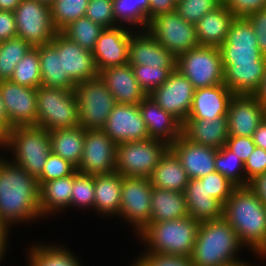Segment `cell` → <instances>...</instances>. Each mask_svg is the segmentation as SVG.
Listing matches in <instances>:
<instances>
[{"label":"cell","mask_w":266,"mask_h":266,"mask_svg":"<svg viewBox=\"0 0 266 266\" xmlns=\"http://www.w3.org/2000/svg\"><path fill=\"white\" fill-rule=\"evenodd\" d=\"M251 24L259 50L266 57V7L246 17Z\"/></svg>","instance_id":"f5cc1de1"},{"label":"cell","mask_w":266,"mask_h":266,"mask_svg":"<svg viewBox=\"0 0 266 266\" xmlns=\"http://www.w3.org/2000/svg\"><path fill=\"white\" fill-rule=\"evenodd\" d=\"M128 64L160 68H176L177 58L146 30L132 31Z\"/></svg>","instance_id":"44dd1931"},{"label":"cell","mask_w":266,"mask_h":266,"mask_svg":"<svg viewBox=\"0 0 266 266\" xmlns=\"http://www.w3.org/2000/svg\"><path fill=\"white\" fill-rule=\"evenodd\" d=\"M0 157V224L10 230L11 224L40 219L38 179L22 167ZM17 222V223H16Z\"/></svg>","instance_id":"6da1fadb"},{"label":"cell","mask_w":266,"mask_h":266,"mask_svg":"<svg viewBox=\"0 0 266 266\" xmlns=\"http://www.w3.org/2000/svg\"><path fill=\"white\" fill-rule=\"evenodd\" d=\"M226 266H253V265H250V263H247L246 261H241L240 259L239 261L228 264Z\"/></svg>","instance_id":"03108f58"},{"label":"cell","mask_w":266,"mask_h":266,"mask_svg":"<svg viewBox=\"0 0 266 266\" xmlns=\"http://www.w3.org/2000/svg\"><path fill=\"white\" fill-rule=\"evenodd\" d=\"M10 231L5 230L1 235H0V262L2 261V258H4V254L6 252L7 249V242L8 240V233Z\"/></svg>","instance_id":"6125c7cd"},{"label":"cell","mask_w":266,"mask_h":266,"mask_svg":"<svg viewBox=\"0 0 266 266\" xmlns=\"http://www.w3.org/2000/svg\"><path fill=\"white\" fill-rule=\"evenodd\" d=\"M176 68L195 89L224 83L222 56L216 46L199 45L192 48L177 58Z\"/></svg>","instance_id":"9c48e42d"},{"label":"cell","mask_w":266,"mask_h":266,"mask_svg":"<svg viewBox=\"0 0 266 266\" xmlns=\"http://www.w3.org/2000/svg\"><path fill=\"white\" fill-rule=\"evenodd\" d=\"M104 28L87 17H81L61 32L84 49L93 51Z\"/></svg>","instance_id":"f35d334b"},{"label":"cell","mask_w":266,"mask_h":266,"mask_svg":"<svg viewBox=\"0 0 266 266\" xmlns=\"http://www.w3.org/2000/svg\"><path fill=\"white\" fill-rule=\"evenodd\" d=\"M253 142L257 147L266 150V120L264 119L253 133Z\"/></svg>","instance_id":"680465c9"},{"label":"cell","mask_w":266,"mask_h":266,"mask_svg":"<svg viewBox=\"0 0 266 266\" xmlns=\"http://www.w3.org/2000/svg\"><path fill=\"white\" fill-rule=\"evenodd\" d=\"M264 119V106L253 95H234L227 112L229 136L252 137Z\"/></svg>","instance_id":"ffe728a7"},{"label":"cell","mask_w":266,"mask_h":266,"mask_svg":"<svg viewBox=\"0 0 266 266\" xmlns=\"http://www.w3.org/2000/svg\"><path fill=\"white\" fill-rule=\"evenodd\" d=\"M182 135L192 143L218 150L229 137L227 117L187 119L182 124Z\"/></svg>","instance_id":"484cf974"},{"label":"cell","mask_w":266,"mask_h":266,"mask_svg":"<svg viewBox=\"0 0 266 266\" xmlns=\"http://www.w3.org/2000/svg\"><path fill=\"white\" fill-rule=\"evenodd\" d=\"M85 17L101 25L103 28L118 26L115 22L113 0H89Z\"/></svg>","instance_id":"bcb514c9"},{"label":"cell","mask_w":266,"mask_h":266,"mask_svg":"<svg viewBox=\"0 0 266 266\" xmlns=\"http://www.w3.org/2000/svg\"><path fill=\"white\" fill-rule=\"evenodd\" d=\"M222 5V0H179L176 12L187 22L196 25L208 12Z\"/></svg>","instance_id":"f6af8a7d"},{"label":"cell","mask_w":266,"mask_h":266,"mask_svg":"<svg viewBox=\"0 0 266 266\" xmlns=\"http://www.w3.org/2000/svg\"><path fill=\"white\" fill-rule=\"evenodd\" d=\"M219 49L222 64L254 63L264 57L259 50L255 32L246 18H234Z\"/></svg>","instance_id":"9a60e30c"},{"label":"cell","mask_w":266,"mask_h":266,"mask_svg":"<svg viewBox=\"0 0 266 266\" xmlns=\"http://www.w3.org/2000/svg\"><path fill=\"white\" fill-rule=\"evenodd\" d=\"M215 168L236 186H245L244 163L226 146L217 150Z\"/></svg>","instance_id":"b9f144b4"},{"label":"cell","mask_w":266,"mask_h":266,"mask_svg":"<svg viewBox=\"0 0 266 266\" xmlns=\"http://www.w3.org/2000/svg\"><path fill=\"white\" fill-rule=\"evenodd\" d=\"M150 203V222H163L189 216L184 193L153 187Z\"/></svg>","instance_id":"e575fe53"},{"label":"cell","mask_w":266,"mask_h":266,"mask_svg":"<svg viewBox=\"0 0 266 266\" xmlns=\"http://www.w3.org/2000/svg\"><path fill=\"white\" fill-rule=\"evenodd\" d=\"M16 36L17 26L14 12L0 10V42Z\"/></svg>","instance_id":"11a10c76"},{"label":"cell","mask_w":266,"mask_h":266,"mask_svg":"<svg viewBox=\"0 0 266 266\" xmlns=\"http://www.w3.org/2000/svg\"><path fill=\"white\" fill-rule=\"evenodd\" d=\"M6 229L0 224V235L5 231Z\"/></svg>","instance_id":"a7ac6f4b"},{"label":"cell","mask_w":266,"mask_h":266,"mask_svg":"<svg viewBox=\"0 0 266 266\" xmlns=\"http://www.w3.org/2000/svg\"><path fill=\"white\" fill-rule=\"evenodd\" d=\"M117 146L102 129H86L82 158L76 171L89 175L114 172Z\"/></svg>","instance_id":"4fadbf2b"},{"label":"cell","mask_w":266,"mask_h":266,"mask_svg":"<svg viewBox=\"0 0 266 266\" xmlns=\"http://www.w3.org/2000/svg\"><path fill=\"white\" fill-rule=\"evenodd\" d=\"M0 124L8 131V117L0 93Z\"/></svg>","instance_id":"be15d7a7"},{"label":"cell","mask_w":266,"mask_h":266,"mask_svg":"<svg viewBox=\"0 0 266 266\" xmlns=\"http://www.w3.org/2000/svg\"><path fill=\"white\" fill-rule=\"evenodd\" d=\"M222 4L235 16L246 18L266 7V0H222Z\"/></svg>","instance_id":"816d5d0a"},{"label":"cell","mask_w":266,"mask_h":266,"mask_svg":"<svg viewBox=\"0 0 266 266\" xmlns=\"http://www.w3.org/2000/svg\"><path fill=\"white\" fill-rule=\"evenodd\" d=\"M188 215L199 223L223 218L224 205L217 199L209 196L204 182L199 179H190L185 191Z\"/></svg>","instance_id":"83f0119b"},{"label":"cell","mask_w":266,"mask_h":266,"mask_svg":"<svg viewBox=\"0 0 266 266\" xmlns=\"http://www.w3.org/2000/svg\"><path fill=\"white\" fill-rule=\"evenodd\" d=\"M244 170L245 186L259 175L266 173V150L256 146L244 163Z\"/></svg>","instance_id":"f907efd6"},{"label":"cell","mask_w":266,"mask_h":266,"mask_svg":"<svg viewBox=\"0 0 266 266\" xmlns=\"http://www.w3.org/2000/svg\"><path fill=\"white\" fill-rule=\"evenodd\" d=\"M32 46L16 36L0 42V80H10L14 69Z\"/></svg>","instance_id":"74e56055"},{"label":"cell","mask_w":266,"mask_h":266,"mask_svg":"<svg viewBox=\"0 0 266 266\" xmlns=\"http://www.w3.org/2000/svg\"><path fill=\"white\" fill-rule=\"evenodd\" d=\"M85 131L80 125L49 131L51 152L77 168L84 149Z\"/></svg>","instance_id":"836d02e7"},{"label":"cell","mask_w":266,"mask_h":266,"mask_svg":"<svg viewBox=\"0 0 266 266\" xmlns=\"http://www.w3.org/2000/svg\"><path fill=\"white\" fill-rule=\"evenodd\" d=\"M249 186L255 191L257 196L266 205V173L256 177L249 183Z\"/></svg>","instance_id":"6f0895ef"},{"label":"cell","mask_w":266,"mask_h":266,"mask_svg":"<svg viewBox=\"0 0 266 266\" xmlns=\"http://www.w3.org/2000/svg\"><path fill=\"white\" fill-rule=\"evenodd\" d=\"M69 249L57 245H33L28 250V266H81Z\"/></svg>","instance_id":"d590c367"},{"label":"cell","mask_w":266,"mask_h":266,"mask_svg":"<svg viewBox=\"0 0 266 266\" xmlns=\"http://www.w3.org/2000/svg\"><path fill=\"white\" fill-rule=\"evenodd\" d=\"M244 246L229 222L223 217L201 222L190 256L193 266H226L239 261L240 248Z\"/></svg>","instance_id":"3957f363"},{"label":"cell","mask_w":266,"mask_h":266,"mask_svg":"<svg viewBox=\"0 0 266 266\" xmlns=\"http://www.w3.org/2000/svg\"><path fill=\"white\" fill-rule=\"evenodd\" d=\"M194 92L192 83L176 68L149 96L183 124L190 113Z\"/></svg>","instance_id":"2e32d148"},{"label":"cell","mask_w":266,"mask_h":266,"mask_svg":"<svg viewBox=\"0 0 266 266\" xmlns=\"http://www.w3.org/2000/svg\"><path fill=\"white\" fill-rule=\"evenodd\" d=\"M199 222L188 217L163 222H150L139 234L146 243L144 253L189 257L197 238ZM149 246V247H148Z\"/></svg>","instance_id":"277c9868"},{"label":"cell","mask_w":266,"mask_h":266,"mask_svg":"<svg viewBox=\"0 0 266 266\" xmlns=\"http://www.w3.org/2000/svg\"><path fill=\"white\" fill-rule=\"evenodd\" d=\"M253 96L259 100L264 107L266 106V69L261 84Z\"/></svg>","instance_id":"91938a15"},{"label":"cell","mask_w":266,"mask_h":266,"mask_svg":"<svg viewBox=\"0 0 266 266\" xmlns=\"http://www.w3.org/2000/svg\"><path fill=\"white\" fill-rule=\"evenodd\" d=\"M117 144L150 139L139 104H116L102 129Z\"/></svg>","instance_id":"e0dca14e"},{"label":"cell","mask_w":266,"mask_h":266,"mask_svg":"<svg viewBox=\"0 0 266 266\" xmlns=\"http://www.w3.org/2000/svg\"><path fill=\"white\" fill-rule=\"evenodd\" d=\"M14 14L17 36L32 47L50 44L58 32L53 25L50 6L38 0H22Z\"/></svg>","instance_id":"8fae6325"},{"label":"cell","mask_w":266,"mask_h":266,"mask_svg":"<svg viewBox=\"0 0 266 266\" xmlns=\"http://www.w3.org/2000/svg\"><path fill=\"white\" fill-rule=\"evenodd\" d=\"M113 9L118 26L126 23L141 28L140 31L146 30L149 0H113Z\"/></svg>","instance_id":"8d00e7d4"},{"label":"cell","mask_w":266,"mask_h":266,"mask_svg":"<svg viewBox=\"0 0 266 266\" xmlns=\"http://www.w3.org/2000/svg\"><path fill=\"white\" fill-rule=\"evenodd\" d=\"M10 80L16 84L36 89L42 85L39 53L36 47H32L17 63Z\"/></svg>","instance_id":"ab89813d"},{"label":"cell","mask_w":266,"mask_h":266,"mask_svg":"<svg viewBox=\"0 0 266 266\" xmlns=\"http://www.w3.org/2000/svg\"><path fill=\"white\" fill-rule=\"evenodd\" d=\"M176 0H149V10L147 12V25L153 18L176 11Z\"/></svg>","instance_id":"9f6ffc18"},{"label":"cell","mask_w":266,"mask_h":266,"mask_svg":"<svg viewBox=\"0 0 266 266\" xmlns=\"http://www.w3.org/2000/svg\"><path fill=\"white\" fill-rule=\"evenodd\" d=\"M149 179L154 188L181 193L185 191L190 180L182 163L170 148L158 161Z\"/></svg>","instance_id":"f546056e"},{"label":"cell","mask_w":266,"mask_h":266,"mask_svg":"<svg viewBox=\"0 0 266 266\" xmlns=\"http://www.w3.org/2000/svg\"><path fill=\"white\" fill-rule=\"evenodd\" d=\"M52 42L62 51L63 74L75 83L99 76L92 51L82 48L62 32Z\"/></svg>","instance_id":"d6986e66"},{"label":"cell","mask_w":266,"mask_h":266,"mask_svg":"<svg viewBox=\"0 0 266 266\" xmlns=\"http://www.w3.org/2000/svg\"><path fill=\"white\" fill-rule=\"evenodd\" d=\"M79 107V125L85 129H103L110 112L117 104L100 76L75 85Z\"/></svg>","instance_id":"ba28073f"},{"label":"cell","mask_w":266,"mask_h":266,"mask_svg":"<svg viewBox=\"0 0 266 266\" xmlns=\"http://www.w3.org/2000/svg\"><path fill=\"white\" fill-rule=\"evenodd\" d=\"M89 0H54L50 5L53 25L61 32L73 21L84 17Z\"/></svg>","instance_id":"60d3db41"},{"label":"cell","mask_w":266,"mask_h":266,"mask_svg":"<svg viewBox=\"0 0 266 266\" xmlns=\"http://www.w3.org/2000/svg\"><path fill=\"white\" fill-rule=\"evenodd\" d=\"M76 172V167L60 156L50 153L47 157L41 175L37 178L39 186L50 180L70 176Z\"/></svg>","instance_id":"7dc6e473"},{"label":"cell","mask_w":266,"mask_h":266,"mask_svg":"<svg viewBox=\"0 0 266 266\" xmlns=\"http://www.w3.org/2000/svg\"><path fill=\"white\" fill-rule=\"evenodd\" d=\"M36 48L39 53L42 86L74 91L76 84L67 74H63L62 51L53 42Z\"/></svg>","instance_id":"f1b7e54d"},{"label":"cell","mask_w":266,"mask_h":266,"mask_svg":"<svg viewBox=\"0 0 266 266\" xmlns=\"http://www.w3.org/2000/svg\"><path fill=\"white\" fill-rule=\"evenodd\" d=\"M189 179H199L216 171L215 159L217 149L192 143L181 135L170 145Z\"/></svg>","instance_id":"7402d4cb"},{"label":"cell","mask_w":266,"mask_h":266,"mask_svg":"<svg viewBox=\"0 0 266 266\" xmlns=\"http://www.w3.org/2000/svg\"><path fill=\"white\" fill-rule=\"evenodd\" d=\"M21 1L22 0H0V10L14 12Z\"/></svg>","instance_id":"94428289"},{"label":"cell","mask_w":266,"mask_h":266,"mask_svg":"<svg viewBox=\"0 0 266 266\" xmlns=\"http://www.w3.org/2000/svg\"><path fill=\"white\" fill-rule=\"evenodd\" d=\"M224 84L235 95H253L259 88L266 69V57L245 64H222Z\"/></svg>","instance_id":"4316f807"},{"label":"cell","mask_w":266,"mask_h":266,"mask_svg":"<svg viewBox=\"0 0 266 266\" xmlns=\"http://www.w3.org/2000/svg\"><path fill=\"white\" fill-rule=\"evenodd\" d=\"M142 254L131 266H193L189 257L154 253Z\"/></svg>","instance_id":"681fc988"},{"label":"cell","mask_w":266,"mask_h":266,"mask_svg":"<svg viewBox=\"0 0 266 266\" xmlns=\"http://www.w3.org/2000/svg\"><path fill=\"white\" fill-rule=\"evenodd\" d=\"M264 109H265V120H266V106L264 107Z\"/></svg>","instance_id":"89a4df30"},{"label":"cell","mask_w":266,"mask_h":266,"mask_svg":"<svg viewBox=\"0 0 266 266\" xmlns=\"http://www.w3.org/2000/svg\"><path fill=\"white\" fill-rule=\"evenodd\" d=\"M146 31L176 58L199 46L195 25L181 18L176 11L150 20Z\"/></svg>","instance_id":"30bf717a"},{"label":"cell","mask_w":266,"mask_h":266,"mask_svg":"<svg viewBox=\"0 0 266 266\" xmlns=\"http://www.w3.org/2000/svg\"><path fill=\"white\" fill-rule=\"evenodd\" d=\"M0 93L8 117V131L14 126H37V89L0 80Z\"/></svg>","instance_id":"5bb4252c"},{"label":"cell","mask_w":266,"mask_h":266,"mask_svg":"<svg viewBox=\"0 0 266 266\" xmlns=\"http://www.w3.org/2000/svg\"><path fill=\"white\" fill-rule=\"evenodd\" d=\"M134 77L141 89L149 96L156 88L161 86L171 72L176 68H160L148 65H131Z\"/></svg>","instance_id":"7bdbcfd3"},{"label":"cell","mask_w":266,"mask_h":266,"mask_svg":"<svg viewBox=\"0 0 266 266\" xmlns=\"http://www.w3.org/2000/svg\"><path fill=\"white\" fill-rule=\"evenodd\" d=\"M234 18L223 4L205 14L195 25L199 45L220 47Z\"/></svg>","instance_id":"1f68e13d"},{"label":"cell","mask_w":266,"mask_h":266,"mask_svg":"<svg viewBox=\"0 0 266 266\" xmlns=\"http://www.w3.org/2000/svg\"><path fill=\"white\" fill-rule=\"evenodd\" d=\"M7 140V130L0 124V147L5 148Z\"/></svg>","instance_id":"e7e4bbea"},{"label":"cell","mask_w":266,"mask_h":266,"mask_svg":"<svg viewBox=\"0 0 266 266\" xmlns=\"http://www.w3.org/2000/svg\"><path fill=\"white\" fill-rule=\"evenodd\" d=\"M37 126L47 131L79 126V107L74 91L37 88Z\"/></svg>","instance_id":"8992f818"},{"label":"cell","mask_w":266,"mask_h":266,"mask_svg":"<svg viewBox=\"0 0 266 266\" xmlns=\"http://www.w3.org/2000/svg\"><path fill=\"white\" fill-rule=\"evenodd\" d=\"M118 104H139L147 95L141 89L130 64L107 67L99 72Z\"/></svg>","instance_id":"d4e9b609"},{"label":"cell","mask_w":266,"mask_h":266,"mask_svg":"<svg viewBox=\"0 0 266 266\" xmlns=\"http://www.w3.org/2000/svg\"><path fill=\"white\" fill-rule=\"evenodd\" d=\"M234 95L224 83L195 89L187 119L227 117L228 108Z\"/></svg>","instance_id":"603a6c76"},{"label":"cell","mask_w":266,"mask_h":266,"mask_svg":"<svg viewBox=\"0 0 266 266\" xmlns=\"http://www.w3.org/2000/svg\"><path fill=\"white\" fill-rule=\"evenodd\" d=\"M205 185V189L209 193V196L219 200L223 205L227 202L231 196L232 191L236 187L228 178L218 171L209 173L207 176L200 178Z\"/></svg>","instance_id":"c3c4849f"},{"label":"cell","mask_w":266,"mask_h":266,"mask_svg":"<svg viewBox=\"0 0 266 266\" xmlns=\"http://www.w3.org/2000/svg\"><path fill=\"white\" fill-rule=\"evenodd\" d=\"M130 29L121 25L114 28H104L101 32L92 51L99 72L107 67L128 64L132 27Z\"/></svg>","instance_id":"ac0fdd59"},{"label":"cell","mask_w":266,"mask_h":266,"mask_svg":"<svg viewBox=\"0 0 266 266\" xmlns=\"http://www.w3.org/2000/svg\"><path fill=\"white\" fill-rule=\"evenodd\" d=\"M74 174L44 182L39 188V207L44 216L70 207Z\"/></svg>","instance_id":"d6a6232c"},{"label":"cell","mask_w":266,"mask_h":266,"mask_svg":"<svg viewBox=\"0 0 266 266\" xmlns=\"http://www.w3.org/2000/svg\"><path fill=\"white\" fill-rule=\"evenodd\" d=\"M123 176L116 171L94 175V208L98 214L119 216Z\"/></svg>","instance_id":"4dcf8cb0"},{"label":"cell","mask_w":266,"mask_h":266,"mask_svg":"<svg viewBox=\"0 0 266 266\" xmlns=\"http://www.w3.org/2000/svg\"><path fill=\"white\" fill-rule=\"evenodd\" d=\"M5 148L13 151L14 164L38 178L51 153L49 131L36 125L14 126L7 131Z\"/></svg>","instance_id":"5b68a950"},{"label":"cell","mask_w":266,"mask_h":266,"mask_svg":"<svg viewBox=\"0 0 266 266\" xmlns=\"http://www.w3.org/2000/svg\"><path fill=\"white\" fill-rule=\"evenodd\" d=\"M232 151L243 163L249 158L256 145L252 137L229 136L225 145Z\"/></svg>","instance_id":"db71d44e"},{"label":"cell","mask_w":266,"mask_h":266,"mask_svg":"<svg viewBox=\"0 0 266 266\" xmlns=\"http://www.w3.org/2000/svg\"><path fill=\"white\" fill-rule=\"evenodd\" d=\"M38 1L42 2V3H45V4L49 5V6L54 2V0H38Z\"/></svg>","instance_id":"003e7915"},{"label":"cell","mask_w":266,"mask_h":266,"mask_svg":"<svg viewBox=\"0 0 266 266\" xmlns=\"http://www.w3.org/2000/svg\"><path fill=\"white\" fill-rule=\"evenodd\" d=\"M169 148L166 142L152 138L118 143L115 171L123 177L149 178Z\"/></svg>","instance_id":"52a82bcc"},{"label":"cell","mask_w":266,"mask_h":266,"mask_svg":"<svg viewBox=\"0 0 266 266\" xmlns=\"http://www.w3.org/2000/svg\"><path fill=\"white\" fill-rule=\"evenodd\" d=\"M73 192L70 206L79 208H94L95 188L94 175L76 171L74 173Z\"/></svg>","instance_id":"ee69618b"},{"label":"cell","mask_w":266,"mask_h":266,"mask_svg":"<svg viewBox=\"0 0 266 266\" xmlns=\"http://www.w3.org/2000/svg\"><path fill=\"white\" fill-rule=\"evenodd\" d=\"M149 178L123 177L119 216L131 223L139 234L151 218V192Z\"/></svg>","instance_id":"7c38bea8"},{"label":"cell","mask_w":266,"mask_h":266,"mask_svg":"<svg viewBox=\"0 0 266 266\" xmlns=\"http://www.w3.org/2000/svg\"><path fill=\"white\" fill-rule=\"evenodd\" d=\"M139 109L150 138L171 145L182 135V124L162 109L150 96H146L139 103Z\"/></svg>","instance_id":"cb8c5ba5"},{"label":"cell","mask_w":266,"mask_h":266,"mask_svg":"<svg viewBox=\"0 0 266 266\" xmlns=\"http://www.w3.org/2000/svg\"><path fill=\"white\" fill-rule=\"evenodd\" d=\"M223 217L244 247L266 257V205L249 185L234 188L224 204Z\"/></svg>","instance_id":"7a4b0ae2"}]
</instances>
